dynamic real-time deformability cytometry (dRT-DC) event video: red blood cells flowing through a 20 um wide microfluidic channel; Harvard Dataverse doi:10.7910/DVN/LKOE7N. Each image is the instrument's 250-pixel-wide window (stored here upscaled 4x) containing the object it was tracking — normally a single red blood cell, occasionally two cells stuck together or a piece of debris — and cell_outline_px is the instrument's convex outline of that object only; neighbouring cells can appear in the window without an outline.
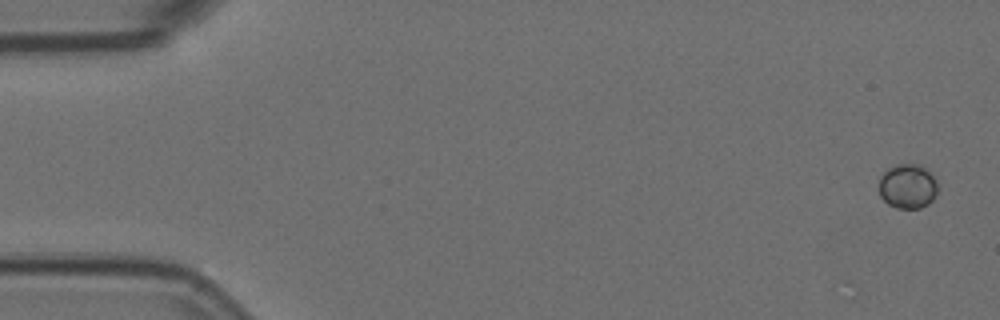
{"species": "Egyptian fruit bat (a non-hibernating species)", "species_latin": "Rousettus aegyptiacus", "temperature_condition": "room temperature", "stored_images_in_passage": 6, "camera_frame_rate_fps": 3000, "um_per_image_px": 0.085, "animal": {"sex": "female"}, "frame": {"image": 1, "passage_image": 1, "time_ms": 0.0, "image_size_px": [1000, 320], "cell_outline_px": [[936, 192], [932, 200], [928, 204], [920, 208], [896, 208], [888, 204], [880, 196], [880, 176], [888, 168], [896, 164], [920, 164], [932, 172], [936, 180]], "centroid_in_image_um": [77.16, 15.82], "position_along_channel_um": 7.8, "area_um2": 15.32}}